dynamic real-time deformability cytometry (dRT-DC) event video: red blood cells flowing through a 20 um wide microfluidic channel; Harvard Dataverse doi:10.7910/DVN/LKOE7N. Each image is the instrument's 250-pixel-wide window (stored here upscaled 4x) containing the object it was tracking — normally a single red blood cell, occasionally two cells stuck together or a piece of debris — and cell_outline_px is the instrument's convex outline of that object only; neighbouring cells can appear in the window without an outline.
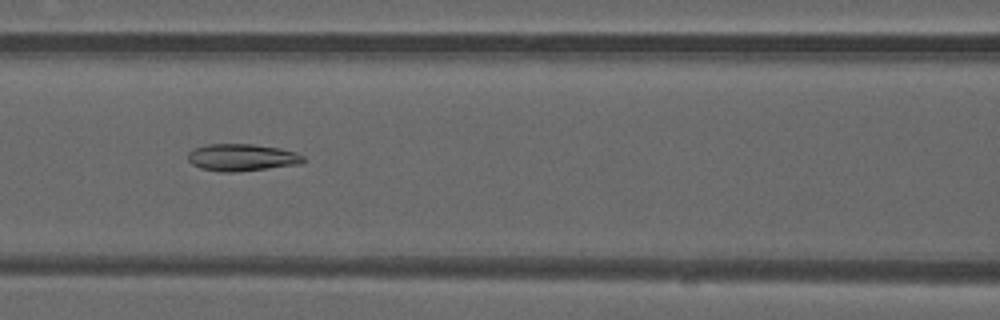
{"species": "common noctule bat (a hibernating species)", "species_latin": "Nyctalus noctula", "temperature_condition": "warm", "stored_images_in_passage": 49, "camera_frame_rate_fps": 3000, "um_per_image_px": 0.085, "animal": {"sex": "male", "forearm_length_mm": 52.5}, "frame": {"image": 1, "passage_image": 21, "time_ms": 6.667, "image_size_px": [1000, 320], "cell_outline_px": [[304, 160], [300, 164], [236, 172], [220, 172], [200, 168], [192, 164], [188, 160], [188, 152], [196, 148], [208, 144], [252, 144], [280, 148], [296, 152], [304, 156]], "centroid_in_image_um": [20.56, 13.38], "position_along_channel_um": 146.0, "area_um2": 18.21}}
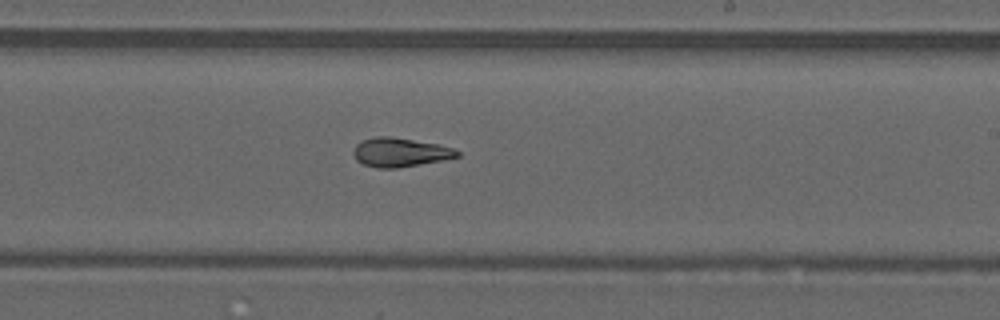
{"frame": {"image": 2, "passage_image": 29, "time_ms": 9.333, "image_size_px": [1000, 320], "cell_outline_px": [[460, 156], [444, 160], [396, 168], [376, 168], [364, 164], [356, 160], [352, 152], [356, 144], [364, 140], [376, 136], [388, 136], [436, 144], [452, 148], [460, 152]], "centroid_in_image_um": [33.98, 12.96], "position_along_channel_um": 255.0, "area_um2": 17.34}}
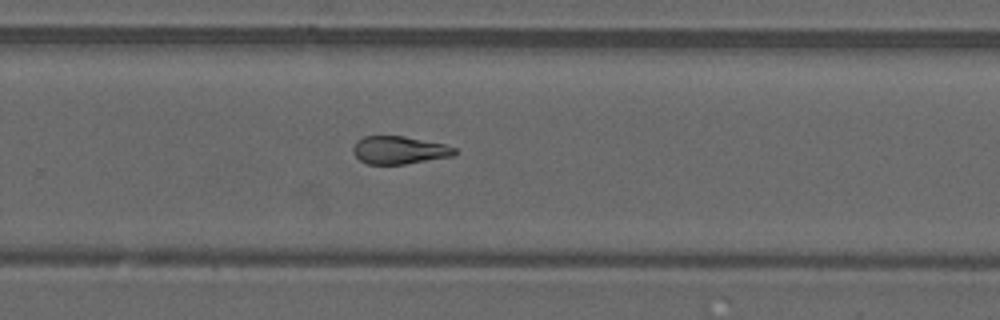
{"frame": {"image": 3, "passage_image": 32, "time_ms": 10.333, "image_size_px": [1000, 320], "cell_outline_px": [[456, 152], [452, 156], [404, 164], [368, 164], [360, 160], [352, 152], [352, 148], [364, 136], [404, 136], [444, 144], [456, 148]], "centroid_in_image_um": [33.93, 12.76], "position_along_channel_um": 295.9, "area_um2": 16.24}, "authors_computed_cell_mechanics": {"area_um2": 18.6116, "velocity_mm_per_s": 4.1003, "shape_relaxation_time_tau1_ms": null, "shape_relaxation_time_tau2_ms": 6.2171, "deformation_change_tau1": null, "deformation_change_tau2": 0.1163}}